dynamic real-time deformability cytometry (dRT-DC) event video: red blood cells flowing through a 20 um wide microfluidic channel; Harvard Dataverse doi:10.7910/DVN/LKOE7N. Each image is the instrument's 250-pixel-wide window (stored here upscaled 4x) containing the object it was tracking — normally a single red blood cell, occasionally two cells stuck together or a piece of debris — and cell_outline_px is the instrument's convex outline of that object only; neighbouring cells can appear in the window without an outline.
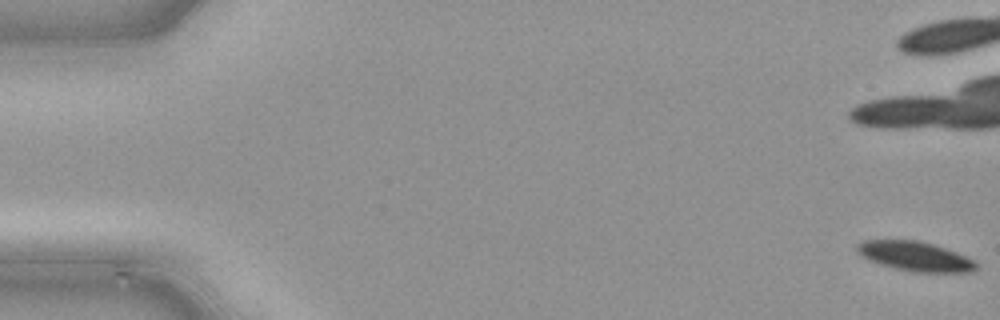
{"species": "common noctule bat (a hibernating species)", "species_latin": "Nyctalus noctula", "temperature_condition": "cold", "stored_images_in_passage": 28, "camera_frame_rate_fps": 3000, "um_per_image_px": 0.085, "animal": {"sex": "male", "body_mass_g": 21.5, "forearm_length_mm": 52.0}, "frame": {"image": 1, "passage_image": 1, "time_ms": 0.0, "image_size_px": [1000, 320], "cell_outline_px": [[976, 268], [972, 272], [912, 272], [880, 264], [868, 260], [860, 256], [856, 252], [856, 244], [860, 240], [920, 240], [956, 252], [976, 260]], "centroid_in_image_um": [77.74, 21.78], "position_along_channel_um": 7.3, "area_um2": 20.63}}